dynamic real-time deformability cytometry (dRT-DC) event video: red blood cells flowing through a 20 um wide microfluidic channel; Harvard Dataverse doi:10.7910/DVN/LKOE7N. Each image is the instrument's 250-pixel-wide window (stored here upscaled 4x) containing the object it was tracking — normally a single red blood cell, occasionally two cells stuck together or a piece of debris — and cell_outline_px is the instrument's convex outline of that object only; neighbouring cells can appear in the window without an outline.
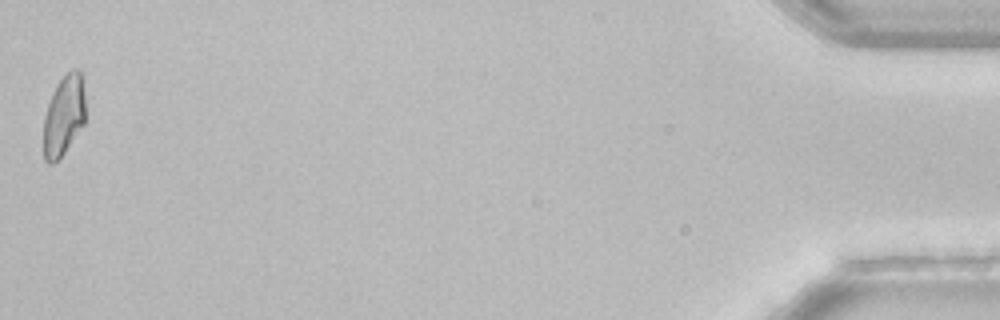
{"species": "common noctule bat (a hibernating species)", "species_latin": "Nyctalus noctula", "temperature_condition": "room temperature", "stored_images_in_passage": 37, "camera_frame_rate_fps": 3000, "um_per_image_px": 0.085, "animal": {"sex": "female", "body_mass_g": 22.7, "forearm_length_mm": 54.2}, "frame": {"image": 1, "passage_image": 37, "time_ms": 12.0, "image_size_px": [1000, 320], "cell_outline_px": [[84, 124], [64, 152], [52, 164], [48, 164], [44, 160], [44, 116], [48, 104], [60, 80], [72, 68], [80, 68], [84, 96]], "centroid_in_image_um": [5.42, 9.82], "position_along_channel_um": 429.8, "area_um2": 19.19}}